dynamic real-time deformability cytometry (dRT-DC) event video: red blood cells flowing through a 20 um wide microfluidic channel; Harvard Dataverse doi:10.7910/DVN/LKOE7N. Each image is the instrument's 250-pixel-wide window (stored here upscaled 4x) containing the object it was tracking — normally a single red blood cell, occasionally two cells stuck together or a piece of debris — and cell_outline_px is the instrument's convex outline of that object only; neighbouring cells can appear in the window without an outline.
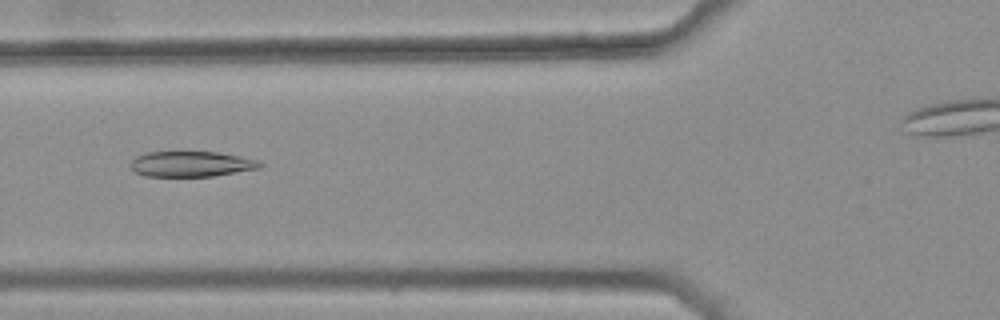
{"species": "common noctule bat (a hibernating species)", "species_latin": "Nyctalus noctula", "temperature_condition": "warm", "stored_images_in_passage": 47, "camera_frame_rate_fps": 3000, "um_per_image_px": 0.085, "animal": {"sex": "female", "body_mass_g": 25.1}, "frame": {"image": 1, "passage_image": 20, "time_ms": 6.333, "image_size_px": [1000, 320], "cell_outline_px": [[264, 164], [260, 168], [212, 176], [144, 176], [136, 172], [132, 168], [132, 160], [136, 156], [144, 152], [216, 152], [240, 156], [260, 160]], "centroid_in_image_um": [16.28, 13.93], "position_along_channel_um": 109.5, "area_um2": 19.13}}
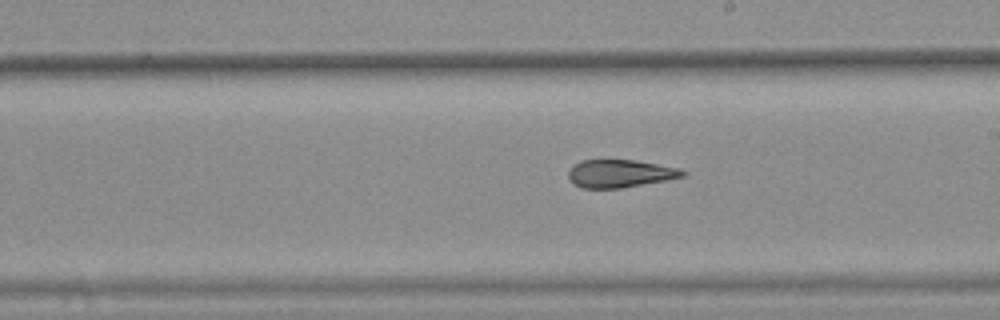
{"frame": {"image": 2, "passage_image": 30, "time_ms": 9.667, "image_size_px": [1000, 320], "cell_outline_px": [[688, 172], [684, 176], [664, 180], [620, 188], [580, 188], [572, 184], [568, 180], [568, 172], [576, 164], [584, 160], [636, 160], [680, 168]], "centroid_in_image_um": [52.69, 14.75], "position_along_channel_um": 236.3, "area_um2": 18.44}}
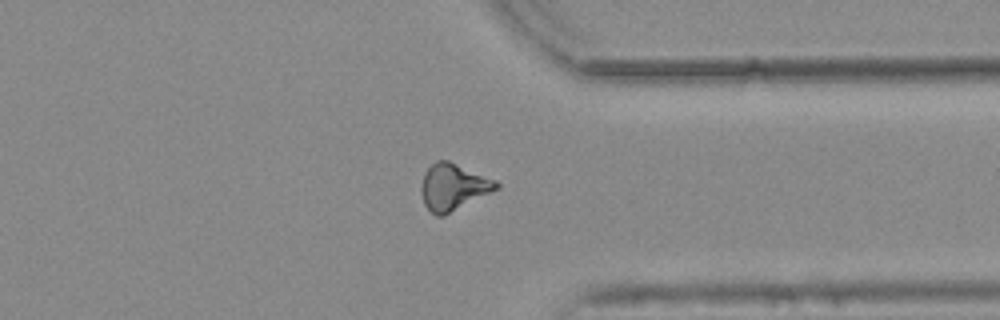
{"frame": {"image": 3, "passage_image": 41, "time_ms": 13.333, "image_size_px": [1000, 320], "cell_outline_px": [[500, 188], [444, 216], [436, 216], [424, 204], [420, 192], [420, 188], [424, 176], [428, 168], [436, 160], [448, 160], [496, 180], [500, 184]], "centroid_in_image_um": [38.54, 15.9], "position_along_channel_um": 372.9, "area_um2": 20.35}, "authors_computed_cell_mechanics": {"area_um2": 19.8832, "velocity_mm_per_s": 3.8018, "shape_relaxation_time_tau1_ms": null, "shape_relaxation_time_tau2_ms": 4.7215, "deformation_change_tau1": null, "deformation_change_tau2": 0.1055}}